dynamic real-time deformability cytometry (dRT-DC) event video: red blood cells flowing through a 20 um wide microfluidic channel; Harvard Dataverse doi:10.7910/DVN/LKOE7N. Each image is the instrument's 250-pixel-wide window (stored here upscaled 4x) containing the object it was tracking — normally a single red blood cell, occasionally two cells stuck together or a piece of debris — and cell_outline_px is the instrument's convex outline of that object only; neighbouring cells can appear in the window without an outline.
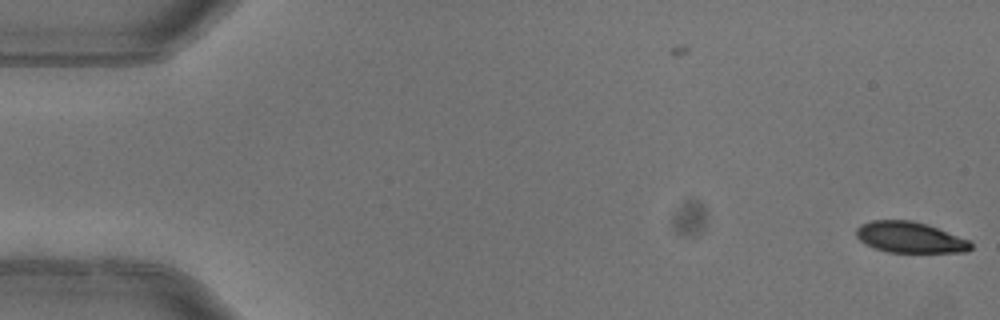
{"species": "common noctule bat (a hibernating species)", "species_latin": "Nyctalus noctula", "temperature_condition": "warm", "stored_images_in_passage": 5, "segment_of_instrument_passage": [2, 2], "camera_frame_rate_fps": 3000, "um_per_image_px": 0.085, "animal": {"sex": "female"}, "frame": {"image": 1, "passage_image": 5, "time_ms": 1.333, "image_size_px": [1000, 320], "cell_outline_px": [[972, 248], [968, 252], [888, 252], [876, 248], [860, 240], [856, 236], [856, 228], [860, 224], [872, 220], [912, 220], [972, 240]], "centroid_in_image_um": [77.37, 20.17], "position_along_channel_um": 7.6, "area_um2": 20.58}}